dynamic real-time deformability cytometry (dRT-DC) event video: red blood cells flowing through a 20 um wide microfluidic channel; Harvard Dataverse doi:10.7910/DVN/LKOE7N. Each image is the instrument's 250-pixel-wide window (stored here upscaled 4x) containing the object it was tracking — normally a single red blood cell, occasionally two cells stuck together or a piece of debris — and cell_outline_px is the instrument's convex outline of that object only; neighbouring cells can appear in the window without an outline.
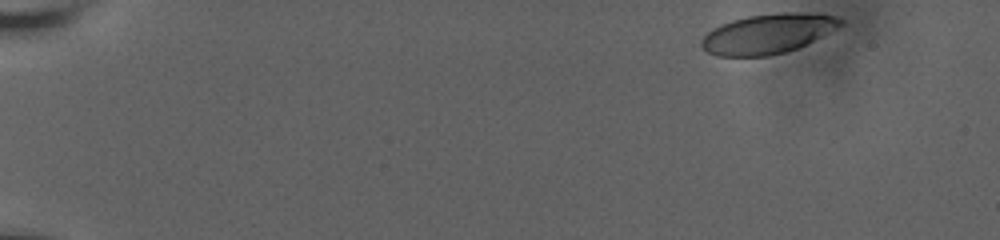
{"species": "human", "species_latin": "Homo sapiens", "temperature_condition": "room temperature", "stored_images_in_passage": 48, "camera_frame_rate_fps": 3000, "um_per_image_px": 0.085, "donor": {"sex": "male"}, "frame": {"image": 1, "passage_image": 1, "time_ms": 0.0, "image_size_px": [1000, 240], "cell_outline_px": [[844, 24], [796, 48], [784, 52], [768, 56], [716, 56], [708, 52], [700, 44], [700, 40], [712, 28], [720, 24], [732, 20], [748, 16], [780, 12], [800, 12], [832, 16], [844, 20]], "centroid_in_image_um": [65.21, 2.86], "position_along_channel_um": 19.8, "area_um2": 31.79}}
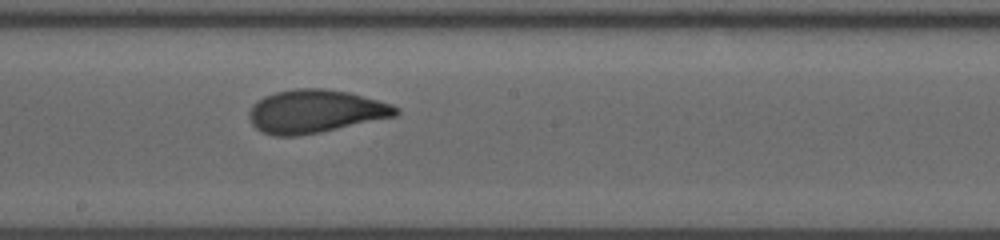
{"frame": {"image": 2, "passage_image": 26, "time_ms": 9.667, "image_size_px": [1000, 240], "cell_outline_px": [[400, 112], [396, 116], [320, 132], [296, 136], [276, 136], [264, 132], [256, 128], [252, 124], [248, 116], [248, 112], [252, 104], [256, 100], [264, 96], [276, 92], [296, 88], [324, 88], [348, 92], [392, 104], [400, 108]], "centroid_in_image_um": [26.78, 9.46], "position_along_channel_um": 221.4, "area_um2": 36.93}}
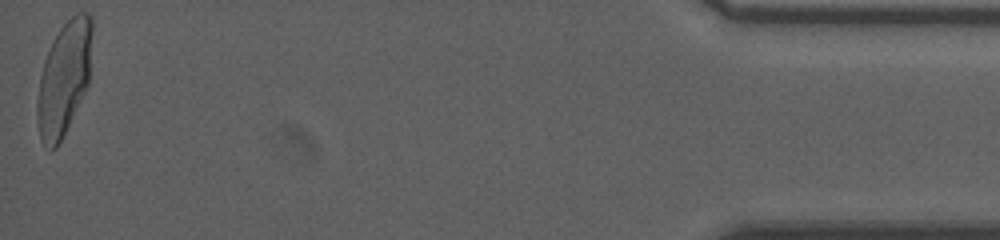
{"frame": {"image": 3, "passage_image": 48, "time_ms": 17.667, "image_size_px": [1000, 240], "cell_outline_px": [[92, 28], [88, 84], [56, 148], [52, 148], [40, 140], [36, 116], [36, 100], [40, 76], [44, 60], [52, 40], [60, 28], [76, 12], [88, 12], [92, 16]], "centroid_in_image_um": [5.42, 6.6], "position_along_channel_um": 429.8, "area_um2": 35.78}, "authors_computed_cell_mechanics": {"area_um2": 35.7782, "velocity_mm_per_s": 3.6337, "shape_relaxation_time_tau1_ms": 4.5735, "shape_relaxation_time_tau2_ms": 0.9946, "deformation_change_tau1": 0.179, "deformation_change_tau2": 0.0606}}